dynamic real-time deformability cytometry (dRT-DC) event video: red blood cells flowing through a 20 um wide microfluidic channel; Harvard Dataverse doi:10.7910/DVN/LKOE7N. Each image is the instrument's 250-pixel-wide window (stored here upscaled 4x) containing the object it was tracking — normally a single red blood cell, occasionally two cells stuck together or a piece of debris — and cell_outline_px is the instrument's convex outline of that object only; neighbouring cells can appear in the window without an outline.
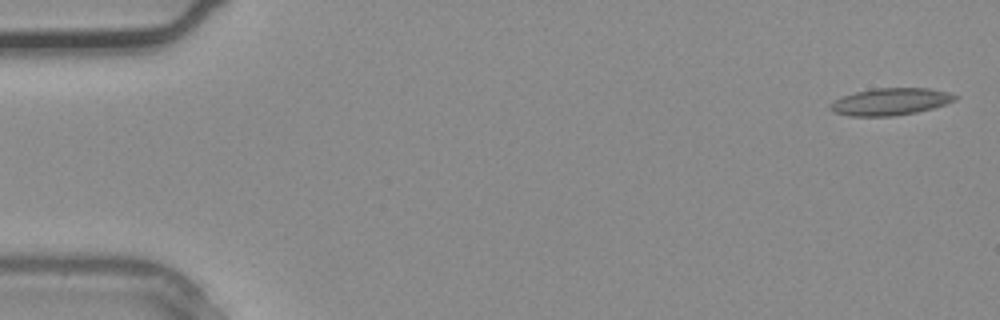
{"species": "common noctule bat (a hibernating species)", "species_latin": "Nyctalus noctula", "temperature_condition": "warm", "stored_images_in_passage": 5, "camera_frame_rate_fps": 3000, "um_per_image_px": 0.085, "animal": {"sex": "male", "body_mass_g": 20.4}, "frame": {"image": 1, "passage_image": 1, "time_ms": 0.0, "image_size_px": [1000, 320], "cell_outline_px": [[960, 96], [956, 100], [932, 108], [916, 112], [892, 116], [848, 116], [832, 112], [828, 108], [828, 104], [844, 96], [856, 92], [872, 88], [928, 88], [948, 92]], "centroid_in_image_um": [75.67, 8.64], "position_along_channel_um": 9.3, "area_um2": 19.71}}
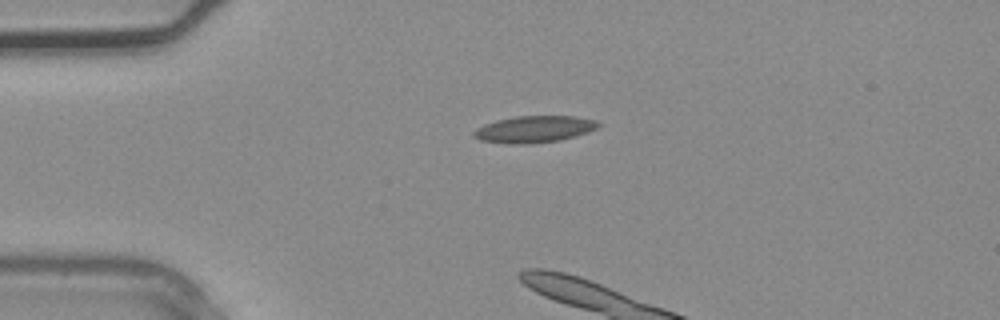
{"frame": {"image": 2, "passage_image": 3, "time_ms": 0.667, "image_size_px": [1000, 320], "cell_outline_px": [[600, 124], [596, 128], [588, 132], [576, 136], [560, 140], [528, 144], [516, 144], [480, 140], [472, 136], [472, 132], [476, 128], [484, 124], [496, 120], [516, 116], [576, 116], [596, 120]], "centroid_in_image_um": [45.39, 10.98], "position_along_channel_um": 39.6, "area_um2": 19.42}}